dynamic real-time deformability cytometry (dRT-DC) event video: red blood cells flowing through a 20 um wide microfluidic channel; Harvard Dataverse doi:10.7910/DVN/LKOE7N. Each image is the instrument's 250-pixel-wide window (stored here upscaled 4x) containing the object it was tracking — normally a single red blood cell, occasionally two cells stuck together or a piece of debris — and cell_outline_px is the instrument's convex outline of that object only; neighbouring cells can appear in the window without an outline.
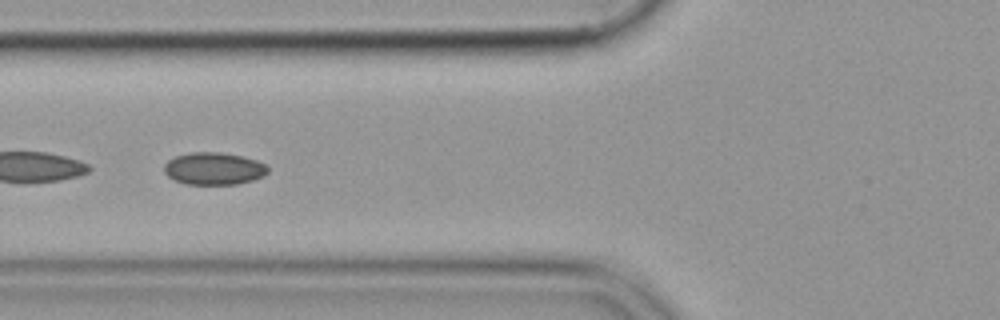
{"species": "common noctule bat (a hibernating species)", "species_latin": "Nyctalus noctula", "temperature_condition": "cold", "stored_images_in_passage": 8, "camera_frame_rate_fps": 3000, "um_per_image_px": 0.085, "animal": {"sex": "female", "body_mass_g": 19.9}, "frame": {"image": 1, "passage_image": 5, "time_ms": 1.333, "image_size_px": [1000, 320], "cell_outline_px": [[268, 172], [264, 176], [252, 180], [236, 184], [188, 184], [176, 180], [168, 176], [164, 172], [164, 164], [168, 160], [176, 156], [192, 152], [220, 152], [240, 156], [256, 160], [264, 164], [268, 168]], "centroid_in_image_um": [18.17, 14.33], "position_along_channel_um": 107.6, "area_um2": 19.36}}